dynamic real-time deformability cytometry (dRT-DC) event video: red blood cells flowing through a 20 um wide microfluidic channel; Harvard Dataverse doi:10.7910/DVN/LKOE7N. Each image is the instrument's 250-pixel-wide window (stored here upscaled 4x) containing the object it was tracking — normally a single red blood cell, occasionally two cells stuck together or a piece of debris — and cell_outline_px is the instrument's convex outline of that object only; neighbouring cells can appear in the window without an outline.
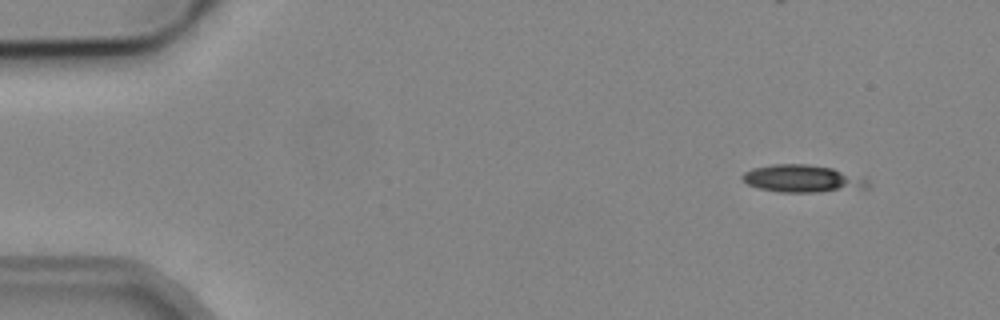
{"species": "common noctule bat (a hibernating species)", "species_latin": "Nyctalus noctula", "temperature_condition": "cold", "stored_images_in_passage": 4, "camera_frame_rate_fps": 3000, "um_per_image_px": 0.085, "animal": {"sex": "male", "body_mass_g": 19.2, "forearm_length_mm": 51.8}, "frame": {"image": 1, "passage_image": 2, "time_ms": 1.333, "image_size_px": [1000, 320], "cell_outline_px": [[872, 184], [868, 188], [816, 192], [780, 192], [760, 188], [748, 184], [740, 176], [744, 172], [752, 168], [772, 164], [808, 164], [832, 168], [864, 176]], "centroid_in_image_um": [68.27, 15.18], "position_along_channel_um": 16.7, "area_um2": 20.23}}